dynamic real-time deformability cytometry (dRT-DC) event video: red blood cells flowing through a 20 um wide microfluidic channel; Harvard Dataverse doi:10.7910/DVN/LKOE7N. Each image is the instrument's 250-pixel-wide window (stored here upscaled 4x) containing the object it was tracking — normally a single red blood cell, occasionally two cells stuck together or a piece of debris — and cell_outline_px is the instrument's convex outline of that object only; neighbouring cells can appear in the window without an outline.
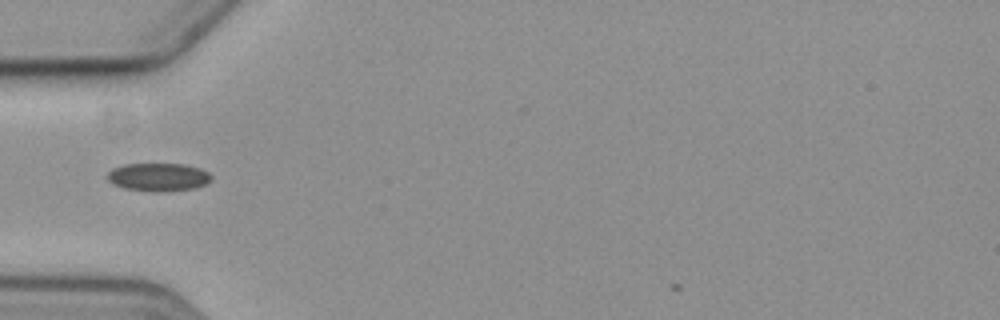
{"species": "common noctule bat (a hibernating species)", "species_latin": "Nyctalus noctula", "temperature_condition": "cold", "stored_images_in_passage": 4, "camera_frame_rate_fps": 3000, "um_per_image_px": 0.085, "animal": {"sex": "female", "body_mass_g": 19.3, "forearm_length_mm": 54.1}, "frame": {"image": 1, "passage_image": 4, "time_ms": 4.667, "image_size_px": [1000, 320], "cell_outline_px": [[212, 180], [196, 188], [164, 192], [152, 192], [124, 188], [112, 184], [108, 180], [108, 172], [112, 168], [124, 164], [184, 164], [200, 168], [208, 172], [212, 176]], "centroid_in_image_um": [13.46, 15.06], "position_along_channel_um": 71.5, "area_um2": 17.22}}